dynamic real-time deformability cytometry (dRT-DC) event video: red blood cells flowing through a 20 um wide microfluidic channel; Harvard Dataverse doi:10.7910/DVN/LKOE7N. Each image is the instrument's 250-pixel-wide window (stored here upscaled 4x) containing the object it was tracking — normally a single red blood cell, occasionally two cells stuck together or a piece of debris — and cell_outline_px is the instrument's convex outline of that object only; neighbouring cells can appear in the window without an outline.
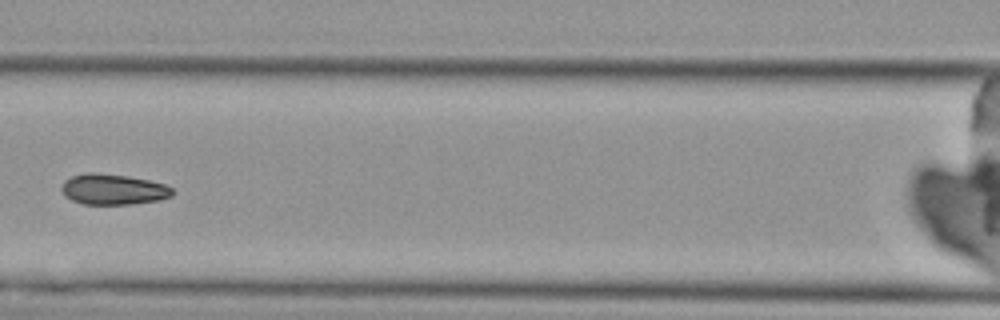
{"species": "Egyptian fruit bat (a non-hibernating species)", "species_latin": "Rousettus aegyptiacus", "temperature_condition": "cold", "stored_images_in_passage": 8, "camera_frame_rate_fps": 3000, "um_per_image_px": 0.085, "animal": {"sex": "female"}, "frame": {"image": 1, "passage_image": 5, "time_ms": 4.667, "image_size_px": [1000, 320], "cell_outline_px": [[172, 196], [160, 200], [132, 204], [84, 204], [72, 200], [64, 196], [60, 188], [64, 180], [72, 176], [88, 172], [96, 172], [128, 176], [148, 180], [164, 184], [172, 188]], "centroid_in_image_um": [9.59, 16.09], "position_along_channel_um": 157.0, "area_um2": 19.88}}
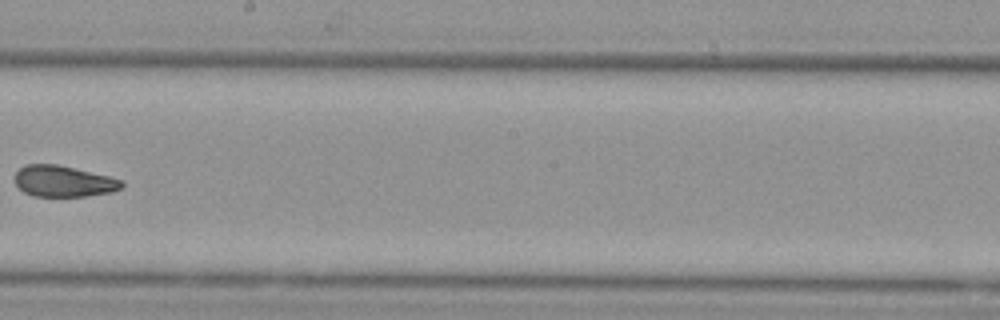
{"frame": {"image": 2, "passage_image": 7, "time_ms": 7.0, "image_size_px": [1000, 320], "cell_outline_px": [[124, 188], [112, 192], [88, 196], [32, 196], [24, 192], [16, 184], [16, 172], [24, 164], [56, 164], [108, 176], [120, 180], [124, 184]], "centroid_in_image_um": [5.4, 15.41], "position_along_channel_um": 242.8, "area_um2": 19.31}}
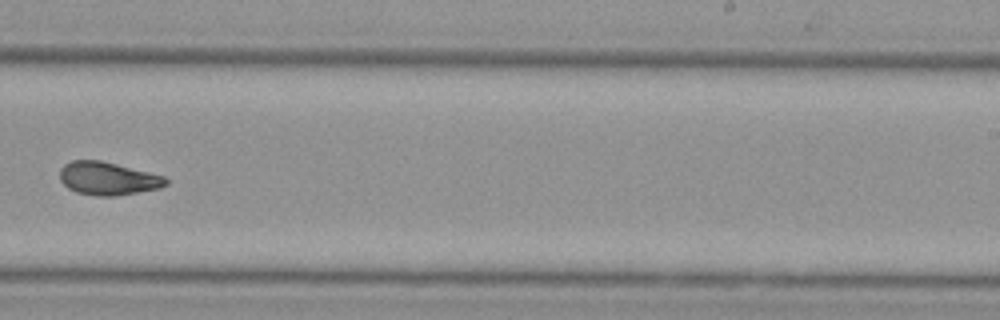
{"frame": {"image": 3, "passage_image": 8, "time_ms": 8.0, "image_size_px": [1000, 320], "cell_outline_px": [[168, 184], [160, 188], [116, 196], [96, 196], [76, 192], [68, 188], [60, 180], [60, 168], [64, 164], [72, 160], [100, 160], [164, 176], [168, 180]], "centroid_in_image_um": [9.15, 15.18], "position_along_channel_um": 279.8, "area_um2": 20.4}}